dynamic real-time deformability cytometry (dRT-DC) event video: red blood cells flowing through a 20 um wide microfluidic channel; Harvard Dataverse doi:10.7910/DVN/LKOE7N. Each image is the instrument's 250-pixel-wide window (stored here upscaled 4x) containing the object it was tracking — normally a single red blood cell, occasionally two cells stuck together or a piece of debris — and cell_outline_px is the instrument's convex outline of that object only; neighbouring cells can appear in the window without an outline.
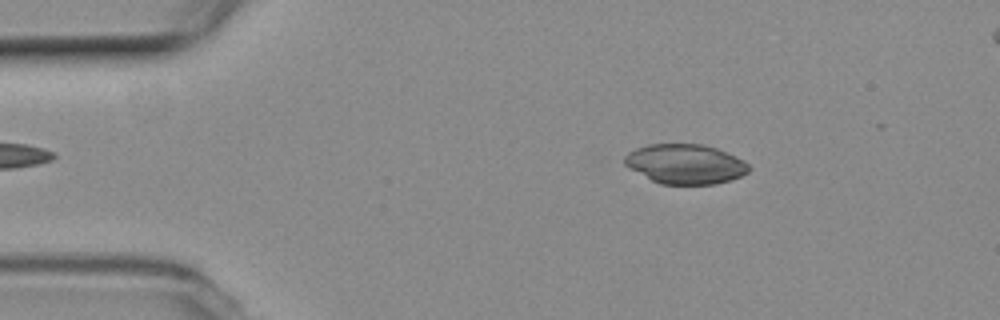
{"species": "common noctule bat (a hibernating species)", "species_latin": "Nyctalus noctula", "temperature_condition": "room temperature", "stored_images_in_passage": 50, "camera_frame_rate_fps": 3000, "um_per_image_px": 0.085, "animal": {"sex": "female", "body_mass_g": 19.3, "forearm_length_mm": 54.1}, "frame": {"image": 1, "passage_image": 8, "time_ms": 2.333, "image_size_px": [1000, 320], "cell_outline_px": [[748, 172], [732, 180], [716, 184], [660, 184], [628, 168], [624, 164], [624, 156], [628, 152], [636, 148], [648, 144], [700, 144], [716, 148], [744, 160], [748, 164]], "centroid_in_image_um": [58.22, 13.94], "position_along_channel_um": 26.8, "area_um2": 28.73}}
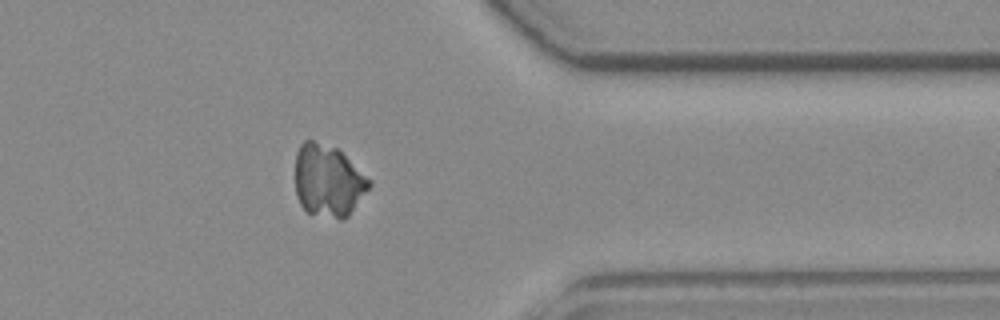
{"frame": {"image": 2, "passage_image": 42, "time_ms": 13.667, "image_size_px": [1000, 320], "cell_outline_px": [[372, 184], [348, 216], [340, 220], [308, 212], [300, 204], [296, 196], [296, 152], [300, 144], [304, 140], [312, 140], [336, 148], [372, 180]], "centroid_in_image_um": [27.89, 15.37], "position_along_channel_um": 383.5, "area_um2": 30.92}}
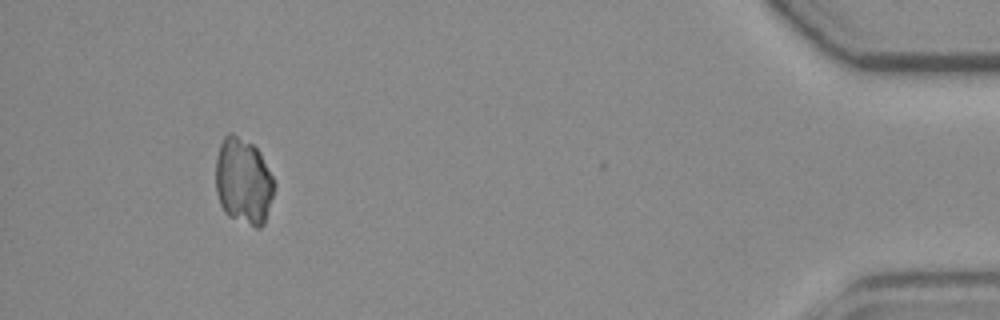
{"frame": {"image": 3, "passage_image": 49, "time_ms": 16.0, "image_size_px": [1000, 320], "cell_outline_px": [[276, 184], [264, 224], [260, 228], [256, 228], [228, 216], [224, 212], [220, 204], [216, 192], [216, 156], [220, 144], [224, 136], [228, 132], [232, 132], [252, 144], [260, 152]], "centroid_in_image_um": [20.68, 15.4], "position_along_channel_um": 414.5, "area_um2": 29.65}}